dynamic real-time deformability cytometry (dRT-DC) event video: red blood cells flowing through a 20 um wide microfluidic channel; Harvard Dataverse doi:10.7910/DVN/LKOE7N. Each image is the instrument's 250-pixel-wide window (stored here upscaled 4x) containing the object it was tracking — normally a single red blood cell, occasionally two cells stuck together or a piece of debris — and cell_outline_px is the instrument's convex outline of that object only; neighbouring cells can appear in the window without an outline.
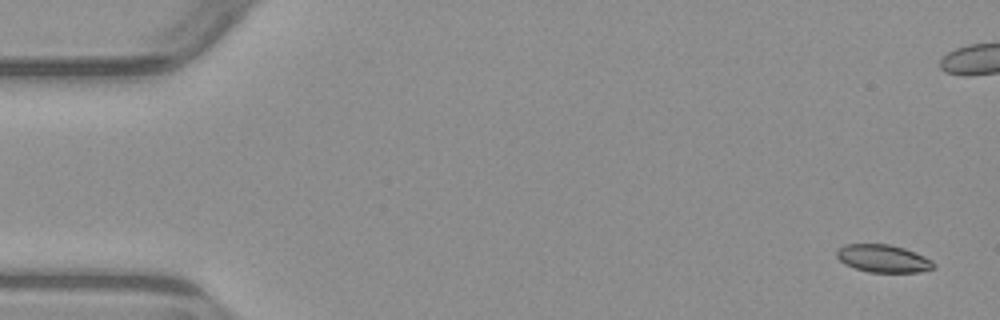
{"species": "common noctule bat (a hibernating species)", "species_latin": "Nyctalus noctula", "temperature_condition": "warm", "stored_images_in_passage": 8, "camera_frame_rate_fps": 3000, "um_per_image_px": 0.085, "animal": {"sex": "male", "body_mass_g": 23.1, "forearm_length_mm": 52.7}, "frame": {"image": 1, "passage_image": 1, "time_ms": 0.0, "image_size_px": [1000, 320], "cell_outline_px": [[936, 268], [920, 272], [868, 272], [844, 264], [836, 256], [836, 252], [844, 244], [888, 244], [904, 248], [924, 256], [932, 260], [936, 264]], "centroid_in_image_um": [75.09, 21.98], "position_along_channel_um": 9.9, "area_um2": 15.66}}
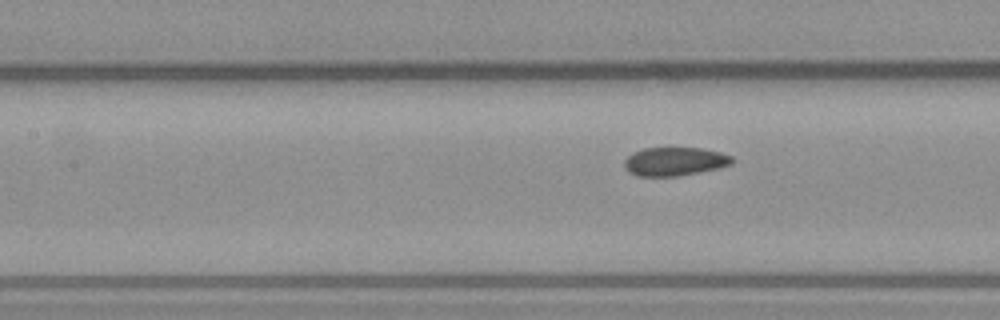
{"frame": {"image": 2, "passage_image": 8, "time_ms": 8.667, "image_size_px": [1000, 320], "cell_outline_px": [[736, 160], [732, 164], [720, 168], [676, 176], [636, 176], [628, 172], [624, 168], [624, 160], [632, 152], [644, 148], [704, 148], [720, 152], [732, 156]], "centroid_in_image_um": [57.35, 13.72], "position_along_channel_um": 150.0, "area_um2": 18.15}}